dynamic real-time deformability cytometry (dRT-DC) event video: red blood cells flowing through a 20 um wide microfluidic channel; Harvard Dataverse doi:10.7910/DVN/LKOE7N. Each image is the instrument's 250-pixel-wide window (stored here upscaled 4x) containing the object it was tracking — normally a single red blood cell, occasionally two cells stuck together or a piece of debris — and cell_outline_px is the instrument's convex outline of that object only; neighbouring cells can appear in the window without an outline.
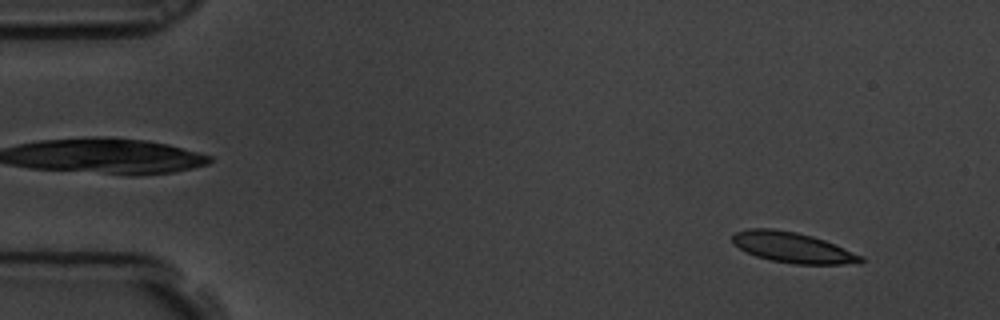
{"species": "common noctule bat (a hibernating species)", "species_latin": "Nyctalus noctula", "temperature_condition": "room temperature", "stored_images_in_passage": 59, "camera_frame_rate_fps": 3000, "um_per_image_px": 0.085, "animal": {"sex": "male", "body_mass_g": 19.5, "forearm_length_mm": 54.6}, "frame": {"image": 1, "passage_image": 5, "time_ms": 1.333, "image_size_px": [1000, 320], "cell_outline_px": [[864, 260], [860, 264], [796, 264], [772, 260], [756, 256], [740, 248], [732, 240], [732, 236], [736, 232], [748, 228], [772, 228], [796, 232], [812, 236], [824, 240], [864, 256]], "centroid_in_image_um": [67.42, 21.04], "position_along_channel_um": 17.6, "area_um2": 22.66}}
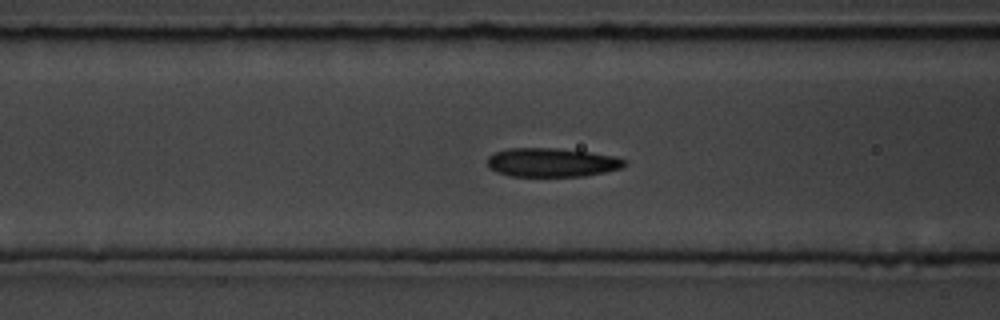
{"frame": {"image": 2, "passage_image": 23, "time_ms": 7.333, "image_size_px": [1000, 320], "cell_outline_px": [[628, 164], [624, 168], [584, 176], [508, 176], [496, 172], [488, 164], [488, 156], [496, 152], [508, 148], [556, 148], [588, 152], [616, 156], [624, 160]], "centroid_in_image_um": [46.93, 13.81], "position_along_channel_um": 119.7, "area_um2": 23.06}}
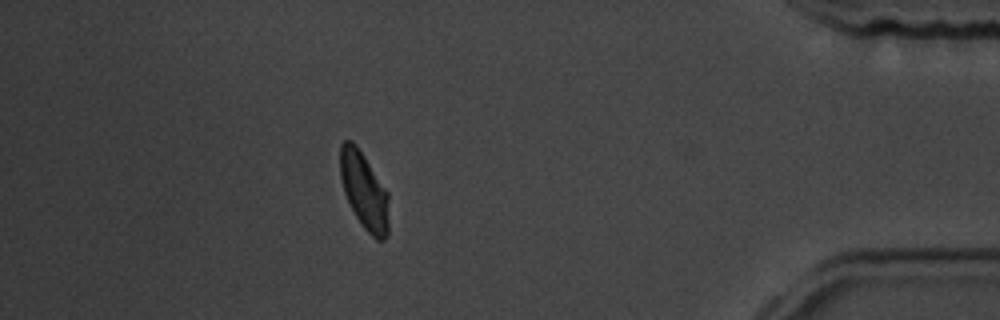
{"frame": {"image": 3, "passage_image": 52, "time_ms": 17.0, "image_size_px": [1000, 320], "cell_outline_px": [[388, 236], [384, 240], [376, 240], [364, 228], [356, 216], [344, 192], [340, 176], [340, 144], [344, 140], [352, 140], [356, 144], [388, 192]], "centroid_in_image_um": [30.95, 16.21], "position_along_channel_um": 404.2, "area_um2": 21.73}, "authors_computed_cell_mechanics": {"area_um2": 22.831, "velocity_mm_per_s": 3.414, "shape_relaxation_time_tau1_ms": 2.7139, "shape_relaxation_time_tau2_ms": 2.4389, "deformation_change_tau1": 0.1372, "deformation_change_tau2": 0.0848}}